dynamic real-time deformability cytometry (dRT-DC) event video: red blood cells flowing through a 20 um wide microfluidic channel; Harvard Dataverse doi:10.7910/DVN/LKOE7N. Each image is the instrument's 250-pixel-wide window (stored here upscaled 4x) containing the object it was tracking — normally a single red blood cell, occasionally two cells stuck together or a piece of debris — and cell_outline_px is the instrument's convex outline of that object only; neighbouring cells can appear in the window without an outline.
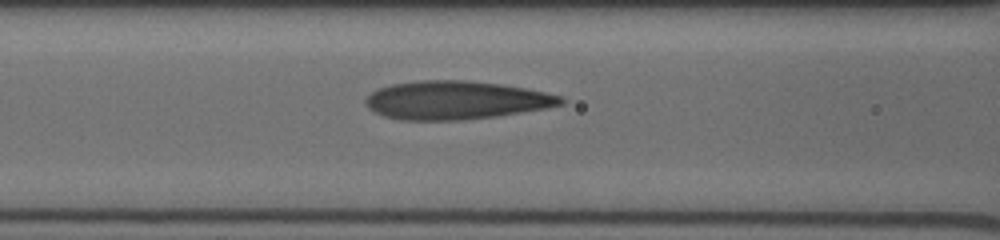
{"species": "human", "species_latin": "Homo sapiens", "temperature_condition": "cold", "stored_images_in_passage": 38, "camera_frame_rate_fps": 3000, "um_per_image_px": 0.085, "donor": {"sex": "male"}, "frame": {"image": 1, "passage_image": 15, "time_ms": 4.667, "image_size_px": [1000, 240], "cell_outline_px": [[564, 104], [544, 108], [496, 116], [460, 120], [400, 120], [384, 116], [368, 108], [364, 100], [372, 92], [380, 88], [392, 84], [424, 80], [468, 80], [500, 84], [524, 88], [564, 96]], "centroid_in_image_um": [38.75, 8.51], "position_along_channel_um": 127.9, "area_um2": 43.41}}
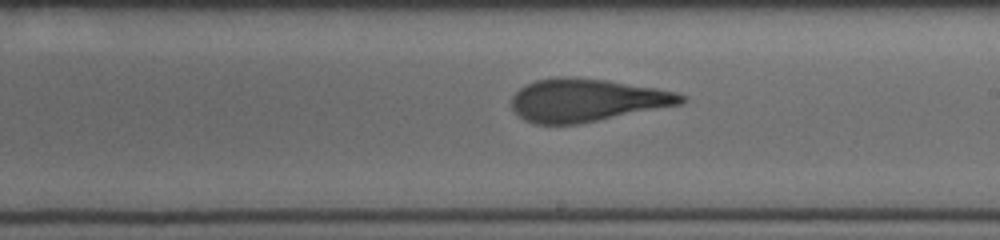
{"frame": {"image": 2, "passage_image": 23, "time_ms": 7.333, "image_size_px": [1000, 240], "cell_outline_px": [[688, 100], [680, 104], [580, 124], [532, 124], [524, 120], [512, 108], [512, 96], [520, 88], [536, 80], [556, 76], [572, 76], [604, 80], [656, 88], [680, 92], [688, 96]], "centroid_in_image_um": [49.89, 8.51], "position_along_channel_um": 239.1, "area_um2": 42.48}}
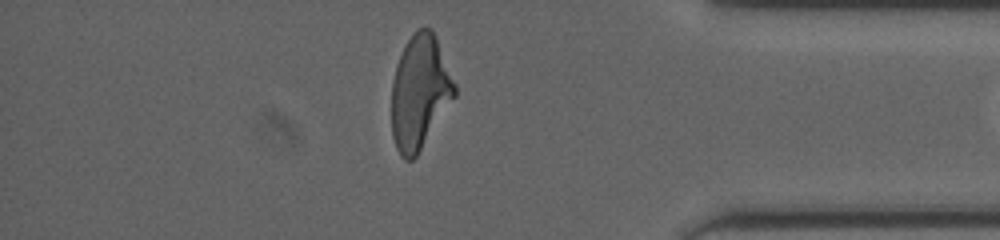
{"frame": {"image": 3, "passage_image": 36, "time_ms": 11.667, "image_size_px": [1000, 240], "cell_outline_px": [[456, 96], [416, 156], [412, 160], [404, 160], [400, 156], [396, 148], [392, 136], [392, 80], [396, 64], [408, 40], [416, 28], [432, 28], [456, 84]], "centroid_in_image_um": [35.68, 7.84], "position_along_channel_um": 399.5, "area_um2": 41.79}}